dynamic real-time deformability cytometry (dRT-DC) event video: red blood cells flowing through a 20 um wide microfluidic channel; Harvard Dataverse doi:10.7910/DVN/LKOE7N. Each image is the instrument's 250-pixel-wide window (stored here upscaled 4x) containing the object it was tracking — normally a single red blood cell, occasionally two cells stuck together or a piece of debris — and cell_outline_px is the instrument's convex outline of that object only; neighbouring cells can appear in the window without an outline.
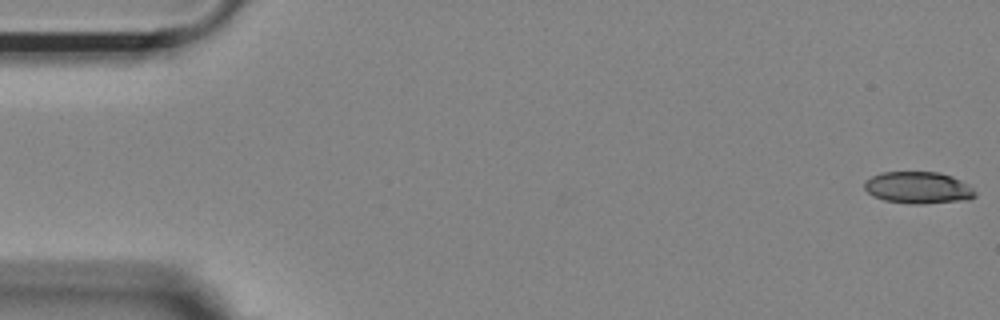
{"species": "Egyptian fruit bat (a non-hibernating species)", "species_latin": "Rousettus aegyptiacus", "temperature_condition": "room temperature", "stored_images_in_passage": 55, "camera_frame_rate_fps": 3000, "um_per_image_px": 0.085, "animal": {"sex": "female"}, "frame": {"image": 1, "passage_image": 1, "time_ms": 0.0, "image_size_px": [1000, 320], "cell_outline_px": [[976, 196], [968, 200], [924, 204], [908, 204], [884, 200], [872, 196], [864, 188], [864, 184], [872, 176], [880, 172], [940, 172], [952, 176], [968, 184], [976, 192]], "centroid_in_image_um": [78.06, 15.96], "position_along_channel_um": 6.9, "area_um2": 20.75}}
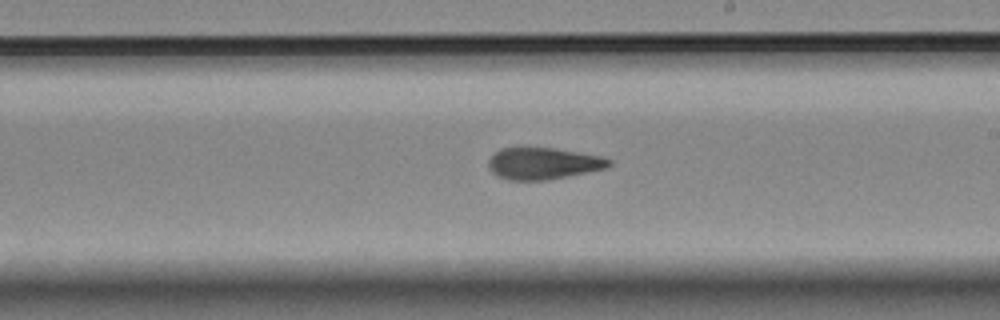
{"frame": {"image": 2, "passage_image": 31, "time_ms": 10.0, "image_size_px": [1000, 320], "cell_outline_px": [[612, 164], [608, 168], [548, 180], [508, 180], [496, 176], [488, 168], [488, 160], [500, 148], [520, 144], [556, 148], [604, 156], [612, 160]], "centroid_in_image_um": [46.15, 13.85], "position_along_channel_um": 242.8, "area_um2": 23.35}}
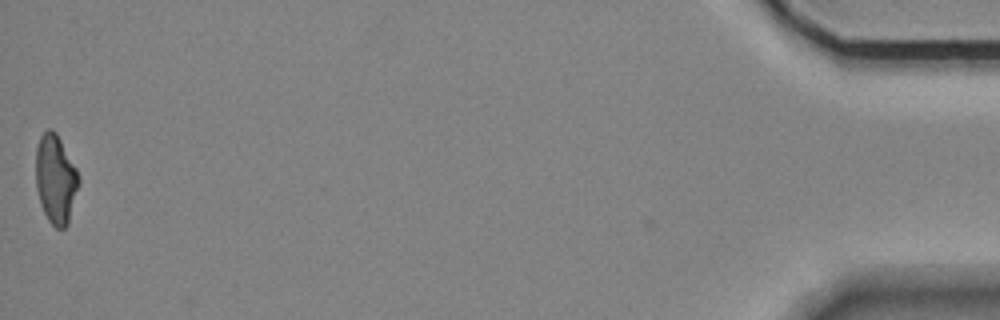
{"frame": {"image": 3, "passage_image": 54, "time_ms": 17.667, "image_size_px": [1000, 320], "cell_outline_px": [[80, 180], [68, 224], [64, 228], [56, 228], [48, 220], [40, 204], [36, 188], [36, 148], [40, 136], [48, 128], [52, 128], [56, 132], [76, 168], [80, 176]], "centroid_in_image_um": [4.72, 15.22], "position_along_channel_um": 430.5, "area_um2": 22.25}, "authors_computed_cell_mechanics": {"area_um2": 22.542, "velocity_mm_per_s": 3.6912, "shape_relaxation_time_tau1_ms": 10.9002, "shape_relaxation_time_tau2_ms": 2.4799, "deformation_change_tau1": 0.2372, "deformation_change_tau2": 0.0976}}